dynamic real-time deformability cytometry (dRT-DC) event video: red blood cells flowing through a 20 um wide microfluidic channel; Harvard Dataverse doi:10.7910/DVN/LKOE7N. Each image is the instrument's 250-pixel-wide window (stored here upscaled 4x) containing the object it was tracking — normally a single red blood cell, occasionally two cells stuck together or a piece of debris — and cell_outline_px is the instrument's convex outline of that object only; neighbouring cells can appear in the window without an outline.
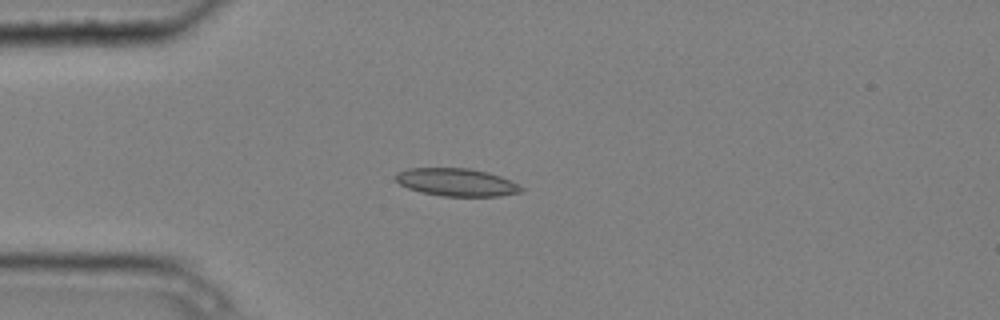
{"species": "common noctule bat (a hibernating species)", "species_latin": "Nyctalus noctula", "temperature_condition": "cold", "stored_images_in_passage": 6, "camera_frame_rate_fps": 3000, "um_per_image_px": 0.085, "animal": {"sex": "male", "body_mass_g": 20.4}, "frame": {"image": 1, "passage_image": 3, "time_ms": 0.667, "image_size_px": [1000, 320], "cell_outline_px": [[524, 192], [500, 196], [444, 196], [420, 192], [408, 188], [400, 184], [392, 176], [396, 172], [408, 168], [468, 168], [488, 172], [500, 176], [524, 188]], "centroid_in_image_um": [38.77, 15.49], "position_along_channel_um": 46.2, "area_um2": 20.4}}
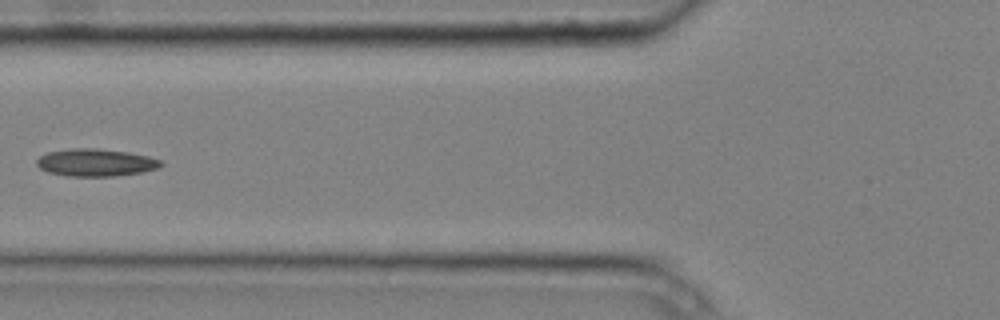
{"frame": {"image": 2, "passage_image": 5, "time_ms": 1.333, "image_size_px": [1000, 320], "cell_outline_px": [[164, 164], [156, 168], [140, 172], [116, 176], [68, 176], [48, 172], [40, 168], [36, 164], [36, 160], [40, 156], [48, 152], [72, 148], [96, 148], [128, 152], [148, 156], [160, 160]], "centroid_in_image_um": [8.11, 13.81], "position_along_channel_um": 117.7, "area_um2": 19.77}}
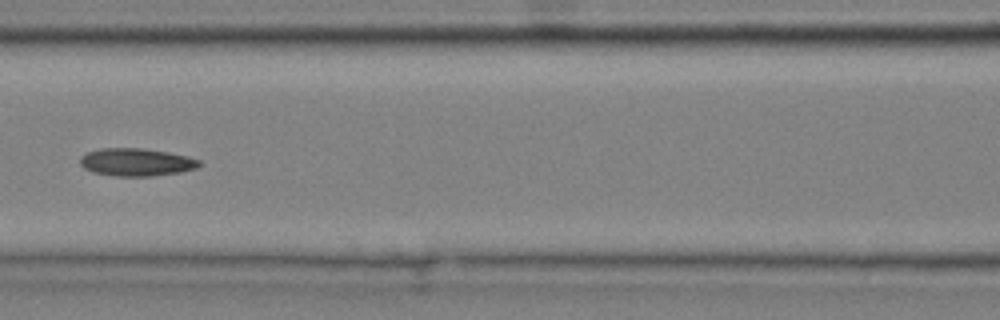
{"frame": {"image": 3, "passage_image": 6, "time_ms": 1.667, "image_size_px": [1000, 320], "cell_outline_px": [[200, 164], [196, 168], [180, 172], [152, 176], [116, 176], [92, 172], [84, 168], [80, 164], [80, 156], [88, 152], [100, 148], [144, 148], [168, 152], [188, 156], [200, 160]], "centroid_in_image_um": [11.57, 13.78], "position_along_channel_um": 155.0, "area_um2": 19.31}}